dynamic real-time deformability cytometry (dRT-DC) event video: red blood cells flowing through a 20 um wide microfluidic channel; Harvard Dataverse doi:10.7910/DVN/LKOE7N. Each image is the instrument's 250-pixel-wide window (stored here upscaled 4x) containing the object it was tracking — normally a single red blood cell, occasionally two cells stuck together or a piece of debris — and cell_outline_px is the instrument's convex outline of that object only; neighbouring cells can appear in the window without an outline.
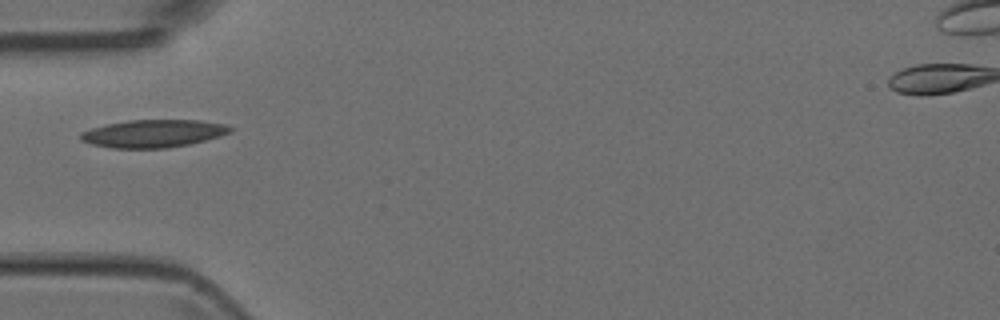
{"species": "Egyptian fruit bat (a non-hibernating species)", "species_latin": "Rousettus aegyptiacus", "temperature_condition": "room temperature", "stored_images_in_passage": 1, "camera_frame_rate_fps": 3000, "um_per_image_px": 0.085, "animal": {"sex": "female"}, "frame": {"image": 1, "passage_image": 1, "time_ms": 0.0, "image_size_px": [1000, 320], "cell_outline_px": [[232, 132], [220, 136], [188, 144], [168, 148], [112, 148], [92, 144], [80, 140], [80, 132], [92, 128], [108, 124], [128, 120], [200, 120], [224, 124], [232, 128]], "centroid_in_image_um": [13.02, 11.35], "position_along_channel_um": 72.0, "area_um2": 24.04}}